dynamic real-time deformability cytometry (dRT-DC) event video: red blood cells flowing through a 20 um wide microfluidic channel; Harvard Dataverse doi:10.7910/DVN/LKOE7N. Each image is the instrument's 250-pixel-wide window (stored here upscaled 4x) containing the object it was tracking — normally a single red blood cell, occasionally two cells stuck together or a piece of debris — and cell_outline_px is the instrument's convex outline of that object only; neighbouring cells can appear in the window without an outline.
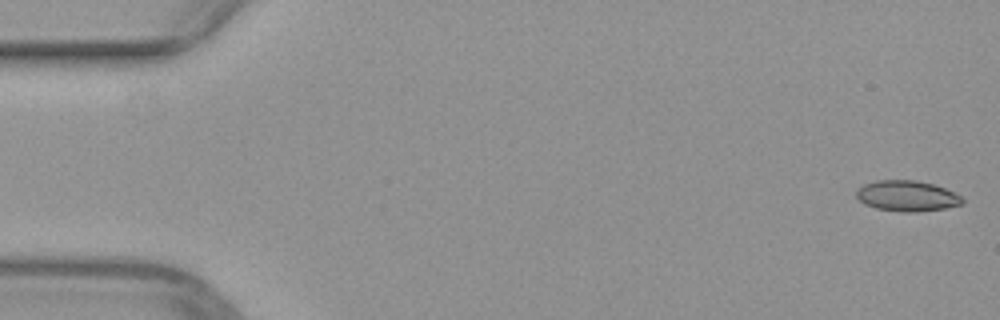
{"species": "common noctule bat (a hibernating species)", "species_latin": "Nyctalus noctula", "temperature_condition": "warm", "stored_images_in_passage": 50, "camera_frame_rate_fps": 3000, "um_per_image_px": 0.085, "animal": {"sex": "female", "body_mass_g": 29.2, "forearm_length_mm": 56.3}, "frame": {"image": 1, "passage_image": 1, "time_ms": 0.0, "image_size_px": [1000, 320], "cell_outline_px": [[964, 204], [944, 208], [912, 212], [900, 212], [876, 208], [864, 204], [856, 196], [856, 188], [864, 184], [876, 180], [916, 180], [932, 184], [944, 188], [960, 196], [964, 200]], "centroid_in_image_um": [77.06, 16.65], "position_along_channel_um": 7.9, "area_um2": 18.9}}
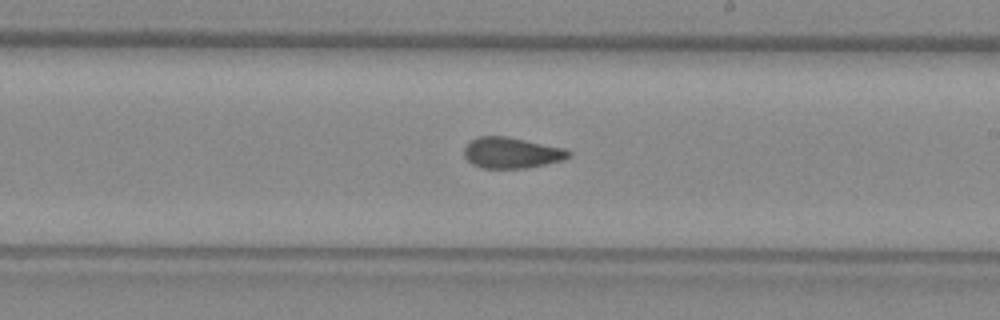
{"frame": {"image": 2, "passage_image": 29, "time_ms": 9.333, "image_size_px": [1000, 320], "cell_outline_px": [[572, 156], [564, 160], [524, 168], [484, 168], [472, 164], [464, 156], [464, 148], [472, 140], [480, 136], [504, 136], [564, 148], [572, 152]], "centroid_in_image_um": [43.5, 12.99], "position_along_channel_um": 245.5, "area_um2": 18.61}}
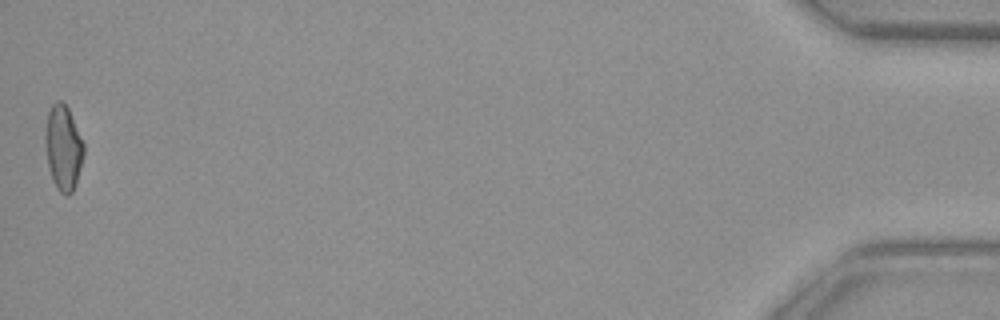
{"frame": {"image": 3, "passage_image": 50, "time_ms": 16.333, "image_size_px": [1000, 320], "cell_outline_px": [[84, 152], [76, 184], [72, 192], [68, 196], [64, 196], [56, 188], [52, 180], [48, 168], [44, 144], [44, 136], [48, 112], [52, 104], [56, 100], [60, 100], [68, 108], [84, 144]], "centroid_in_image_um": [5.35, 12.59], "position_along_channel_um": 429.8, "area_um2": 19.25}}